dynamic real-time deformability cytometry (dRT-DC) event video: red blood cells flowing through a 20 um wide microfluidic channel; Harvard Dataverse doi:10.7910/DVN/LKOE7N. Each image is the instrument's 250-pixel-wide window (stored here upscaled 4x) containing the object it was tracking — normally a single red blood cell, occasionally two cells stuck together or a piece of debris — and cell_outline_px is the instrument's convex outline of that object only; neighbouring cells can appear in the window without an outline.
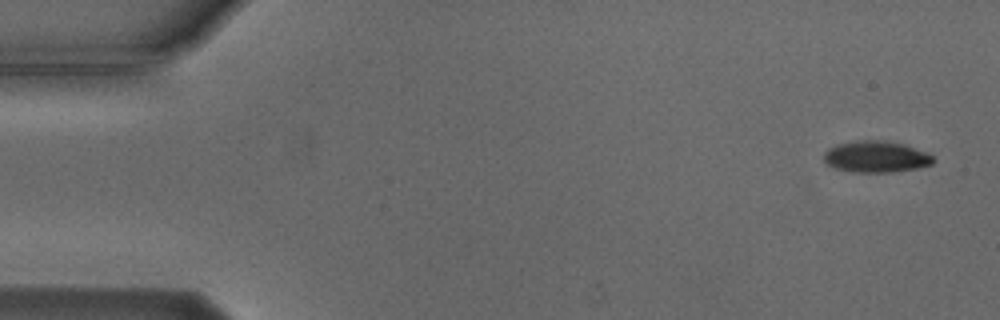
{"species": "Egyptian fruit bat (a non-hibernating species)", "species_latin": "Rousettus aegyptiacus", "temperature_condition": "cold", "stored_images_in_passage": 6, "camera_frame_rate_fps": 3000, "um_per_image_px": 0.085, "animal": {"sex": "male"}, "frame": {"image": 1, "passage_image": 1, "time_ms": 0.0, "image_size_px": [1000, 320], "cell_outline_px": [[936, 160], [932, 164], [916, 168], [892, 172], [852, 172], [832, 168], [824, 164], [824, 152], [828, 148], [836, 144], [864, 140], [876, 140], [904, 144], [928, 152]], "centroid_in_image_um": [74.43, 13.33], "position_along_channel_um": 10.6, "area_um2": 20.17}}
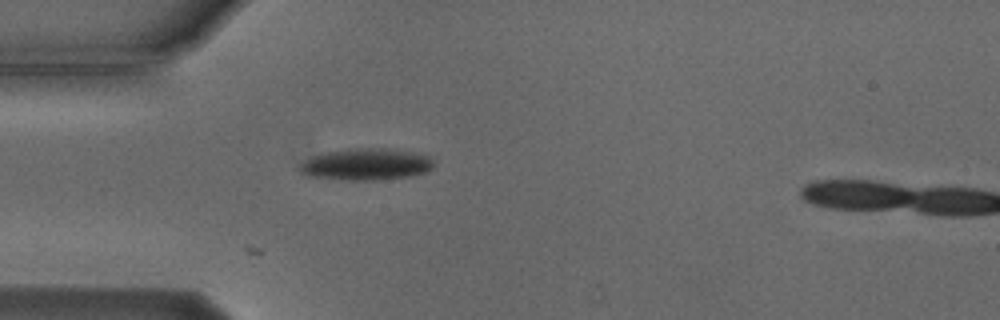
{"frame": {"image": 2, "passage_image": 5, "time_ms": 4.333, "image_size_px": [1000, 320], "cell_outline_px": [[432, 168], [428, 172], [408, 176], [372, 180], [344, 180], [308, 176], [300, 172], [300, 164], [312, 156], [324, 152], [356, 148], [396, 148], [428, 156], [432, 160]], "centroid_in_image_um": [31.12, 13.96], "position_along_channel_um": 53.9, "area_um2": 24.74}}